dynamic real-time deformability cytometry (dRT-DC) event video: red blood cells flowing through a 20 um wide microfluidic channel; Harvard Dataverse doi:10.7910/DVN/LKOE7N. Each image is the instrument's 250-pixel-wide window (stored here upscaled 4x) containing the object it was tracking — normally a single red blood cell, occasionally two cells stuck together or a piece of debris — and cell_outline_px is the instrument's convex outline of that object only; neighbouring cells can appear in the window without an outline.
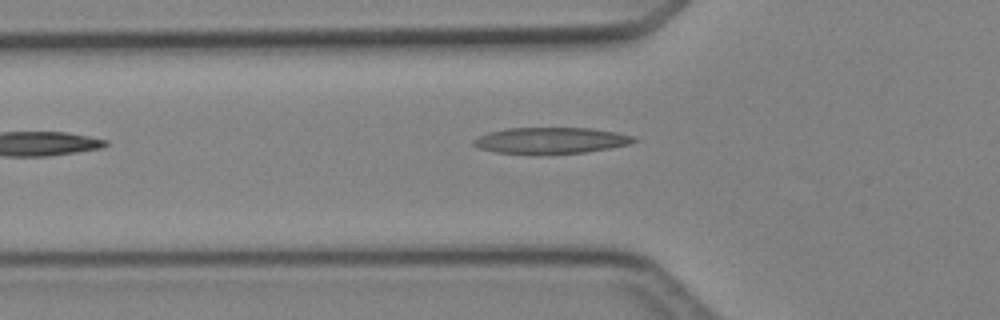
{"species": "Egyptian fruit bat (a non-hibernating species)", "species_latin": "Rousettus aegyptiacus", "temperature_condition": "cold", "stored_images_in_passage": 4, "camera_frame_rate_fps": 3000, "um_per_image_px": 0.085, "animal": {"sex": "female"}, "frame": {"image": 1, "passage_image": 4, "time_ms": 3.333, "image_size_px": [1000, 320], "cell_outline_px": [[640, 140], [628, 144], [608, 148], [584, 152], [496, 152], [480, 148], [472, 144], [472, 140], [488, 132], [504, 128], [592, 128], [616, 132], [632, 136]], "centroid_in_image_um": [46.83, 11.9], "position_along_channel_um": 79.0, "area_um2": 23.7}}